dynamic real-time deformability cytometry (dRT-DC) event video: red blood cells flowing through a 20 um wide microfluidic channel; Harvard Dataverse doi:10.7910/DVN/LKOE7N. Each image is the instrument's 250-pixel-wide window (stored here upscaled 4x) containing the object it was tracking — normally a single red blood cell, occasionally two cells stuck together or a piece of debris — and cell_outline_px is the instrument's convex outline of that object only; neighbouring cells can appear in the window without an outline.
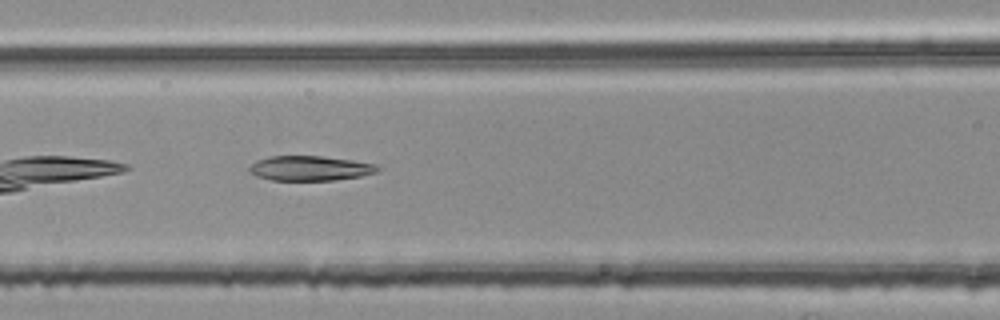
{"species": "common noctule bat (a hibernating species)", "species_latin": "Nyctalus noctula", "temperature_condition": "room temperature", "stored_images_in_passage": 35, "camera_frame_rate_fps": 3000, "um_per_image_px": 0.085, "animal": {"sex": "female", "body_mass_g": 25.1}, "frame": {"image": 1, "passage_image": 7, "time_ms": 2.0, "image_size_px": [1000, 320], "cell_outline_px": [[380, 168], [376, 172], [360, 176], [336, 180], [272, 180], [256, 176], [248, 172], [248, 168], [256, 160], [268, 156], [324, 156], [352, 160], [376, 164]], "centroid_in_image_um": [26.32, 14.3], "position_along_channel_um": 140.3, "area_um2": 18.61}}
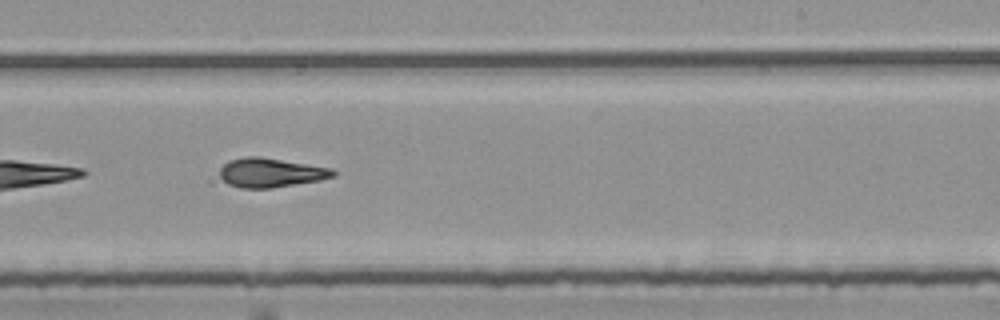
{"frame": {"image": 2, "passage_image": 17, "time_ms": 5.333, "image_size_px": [1000, 320], "cell_outline_px": [[336, 176], [320, 180], [272, 188], [240, 188], [228, 184], [220, 176], [220, 168], [228, 160], [248, 156], [260, 156], [332, 168], [336, 172]], "centroid_in_image_um": [23.02, 14.67], "position_along_channel_um": 266.0, "area_um2": 19.36}}
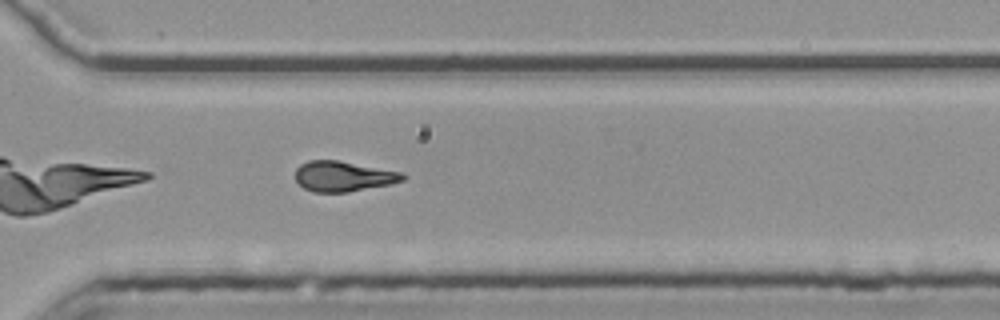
{"frame": {"image": 3, "passage_image": 23, "time_ms": 7.333, "image_size_px": [1000, 320], "cell_outline_px": [[408, 176], [404, 180], [392, 184], [348, 192], [312, 192], [304, 188], [296, 180], [296, 168], [300, 164], [308, 160], [340, 160], [400, 172]], "centroid_in_image_um": [29.19, 14.98], "position_along_channel_um": 341.4, "area_um2": 19.07}, "authors_computed_cell_mechanics": {"area_um2": 19.1318, "velocity_mm_per_s": 3.778, "shape_relaxation_time_tau1_ms": null, "shape_relaxation_time_tau2_ms": 5.159, "deformation_change_tau1": null, "deformation_change_tau2": 0.1427}}